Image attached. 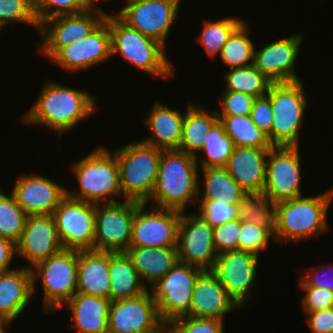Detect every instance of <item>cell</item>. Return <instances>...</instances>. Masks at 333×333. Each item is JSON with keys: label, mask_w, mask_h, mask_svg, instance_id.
I'll list each match as a JSON object with an SVG mask.
<instances>
[{"label": "cell", "mask_w": 333, "mask_h": 333, "mask_svg": "<svg viewBox=\"0 0 333 333\" xmlns=\"http://www.w3.org/2000/svg\"><path fill=\"white\" fill-rule=\"evenodd\" d=\"M164 324L150 290L135 298L111 302L108 333H151Z\"/></svg>", "instance_id": "ac0fdd59"}, {"label": "cell", "mask_w": 333, "mask_h": 333, "mask_svg": "<svg viewBox=\"0 0 333 333\" xmlns=\"http://www.w3.org/2000/svg\"><path fill=\"white\" fill-rule=\"evenodd\" d=\"M333 190L314 197L299 196L275 203L276 229L274 239L299 242L327 230V212Z\"/></svg>", "instance_id": "3957f363"}, {"label": "cell", "mask_w": 333, "mask_h": 333, "mask_svg": "<svg viewBox=\"0 0 333 333\" xmlns=\"http://www.w3.org/2000/svg\"><path fill=\"white\" fill-rule=\"evenodd\" d=\"M151 333H172L168 324H164L159 330Z\"/></svg>", "instance_id": "db71d44e"}, {"label": "cell", "mask_w": 333, "mask_h": 333, "mask_svg": "<svg viewBox=\"0 0 333 333\" xmlns=\"http://www.w3.org/2000/svg\"><path fill=\"white\" fill-rule=\"evenodd\" d=\"M63 250L52 215L28 216L16 254L29 261L28 269Z\"/></svg>", "instance_id": "44dd1931"}, {"label": "cell", "mask_w": 333, "mask_h": 333, "mask_svg": "<svg viewBox=\"0 0 333 333\" xmlns=\"http://www.w3.org/2000/svg\"><path fill=\"white\" fill-rule=\"evenodd\" d=\"M299 146H273L266 161L263 194L273 203L302 196Z\"/></svg>", "instance_id": "4fadbf2b"}, {"label": "cell", "mask_w": 333, "mask_h": 333, "mask_svg": "<svg viewBox=\"0 0 333 333\" xmlns=\"http://www.w3.org/2000/svg\"><path fill=\"white\" fill-rule=\"evenodd\" d=\"M332 266V267H331ZM327 267L333 268V264L327 265ZM319 268V269H318ZM312 267V269H306V275L302 277L299 282V286H313L318 288H325L330 290L333 293V275H330L329 278L326 279L328 273L324 272L321 267ZM317 270V271H316ZM327 270L330 271V268ZM312 271V273H311ZM322 272V274H321ZM324 272V274H323ZM333 271H331L332 273ZM333 274V273H332Z\"/></svg>", "instance_id": "f907efd6"}, {"label": "cell", "mask_w": 333, "mask_h": 333, "mask_svg": "<svg viewBox=\"0 0 333 333\" xmlns=\"http://www.w3.org/2000/svg\"><path fill=\"white\" fill-rule=\"evenodd\" d=\"M109 252L78 251L77 292L109 299Z\"/></svg>", "instance_id": "484cf974"}, {"label": "cell", "mask_w": 333, "mask_h": 333, "mask_svg": "<svg viewBox=\"0 0 333 333\" xmlns=\"http://www.w3.org/2000/svg\"><path fill=\"white\" fill-rule=\"evenodd\" d=\"M305 94L301 80L271 83L266 95L273 113L272 146H299V130L308 103Z\"/></svg>", "instance_id": "52a82bcc"}, {"label": "cell", "mask_w": 333, "mask_h": 333, "mask_svg": "<svg viewBox=\"0 0 333 333\" xmlns=\"http://www.w3.org/2000/svg\"><path fill=\"white\" fill-rule=\"evenodd\" d=\"M303 36L297 34L279 38L261 50L254 49L253 65L272 83L298 81L294 72L296 59L300 51Z\"/></svg>", "instance_id": "ffe728a7"}, {"label": "cell", "mask_w": 333, "mask_h": 333, "mask_svg": "<svg viewBox=\"0 0 333 333\" xmlns=\"http://www.w3.org/2000/svg\"><path fill=\"white\" fill-rule=\"evenodd\" d=\"M163 149L146 144H127L115 152L123 200L146 203L154 191Z\"/></svg>", "instance_id": "5b68a950"}, {"label": "cell", "mask_w": 333, "mask_h": 333, "mask_svg": "<svg viewBox=\"0 0 333 333\" xmlns=\"http://www.w3.org/2000/svg\"><path fill=\"white\" fill-rule=\"evenodd\" d=\"M14 22L27 23L39 30L33 0H0V29Z\"/></svg>", "instance_id": "60d3db41"}, {"label": "cell", "mask_w": 333, "mask_h": 333, "mask_svg": "<svg viewBox=\"0 0 333 333\" xmlns=\"http://www.w3.org/2000/svg\"><path fill=\"white\" fill-rule=\"evenodd\" d=\"M221 108L217 115H250L256 97L237 91H222Z\"/></svg>", "instance_id": "bcb514c9"}, {"label": "cell", "mask_w": 333, "mask_h": 333, "mask_svg": "<svg viewBox=\"0 0 333 333\" xmlns=\"http://www.w3.org/2000/svg\"><path fill=\"white\" fill-rule=\"evenodd\" d=\"M13 320L7 319V318H2L0 317V333H6L5 332V326L9 325L12 323Z\"/></svg>", "instance_id": "f5cc1de1"}, {"label": "cell", "mask_w": 333, "mask_h": 333, "mask_svg": "<svg viewBox=\"0 0 333 333\" xmlns=\"http://www.w3.org/2000/svg\"><path fill=\"white\" fill-rule=\"evenodd\" d=\"M144 120L152 134L142 142L163 150H179L182 136L183 113L168 108L160 101H156Z\"/></svg>", "instance_id": "4316f807"}, {"label": "cell", "mask_w": 333, "mask_h": 333, "mask_svg": "<svg viewBox=\"0 0 333 333\" xmlns=\"http://www.w3.org/2000/svg\"><path fill=\"white\" fill-rule=\"evenodd\" d=\"M241 18H223L221 20H209L204 22L202 32L199 35L200 44L205 53L211 58L220 54L231 34L243 23Z\"/></svg>", "instance_id": "74e56055"}, {"label": "cell", "mask_w": 333, "mask_h": 333, "mask_svg": "<svg viewBox=\"0 0 333 333\" xmlns=\"http://www.w3.org/2000/svg\"><path fill=\"white\" fill-rule=\"evenodd\" d=\"M238 218L267 229L275 237V203L263 193H245L237 205Z\"/></svg>", "instance_id": "836d02e7"}, {"label": "cell", "mask_w": 333, "mask_h": 333, "mask_svg": "<svg viewBox=\"0 0 333 333\" xmlns=\"http://www.w3.org/2000/svg\"><path fill=\"white\" fill-rule=\"evenodd\" d=\"M180 3V0H127L116 14L130 27L166 48V38Z\"/></svg>", "instance_id": "5bb4252c"}, {"label": "cell", "mask_w": 333, "mask_h": 333, "mask_svg": "<svg viewBox=\"0 0 333 333\" xmlns=\"http://www.w3.org/2000/svg\"><path fill=\"white\" fill-rule=\"evenodd\" d=\"M250 118L259 129L267 134L271 143L273 113L270 98L267 95L255 99Z\"/></svg>", "instance_id": "c3c4849f"}, {"label": "cell", "mask_w": 333, "mask_h": 333, "mask_svg": "<svg viewBox=\"0 0 333 333\" xmlns=\"http://www.w3.org/2000/svg\"><path fill=\"white\" fill-rule=\"evenodd\" d=\"M271 238L273 235L267 229L251 222L241 221L238 250L259 255L260 251L267 249Z\"/></svg>", "instance_id": "b9f144b4"}, {"label": "cell", "mask_w": 333, "mask_h": 333, "mask_svg": "<svg viewBox=\"0 0 333 333\" xmlns=\"http://www.w3.org/2000/svg\"><path fill=\"white\" fill-rule=\"evenodd\" d=\"M125 252L141 279L151 284L149 288L179 261L177 247H129Z\"/></svg>", "instance_id": "f1b7e54d"}, {"label": "cell", "mask_w": 333, "mask_h": 333, "mask_svg": "<svg viewBox=\"0 0 333 333\" xmlns=\"http://www.w3.org/2000/svg\"><path fill=\"white\" fill-rule=\"evenodd\" d=\"M202 271L178 261L163 278L150 287L157 312L165 324L189 312L194 284Z\"/></svg>", "instance_id": "9c48e42d"}, {"label": "cell", "mask_w": 333, "mask_h": 333, "mask_svg": "<svg viewBox=\"0 0 333 333\" xmlns=\"http://www.w3.org/2000/svg\"><path fill=\"white\" fill-rule=\"evenodd\" d=\"M110 305V299L77 292L65 304L75 322L70 327L78 333H108Z\"/></svg>", "instance_id": "83f0119b"}, {"label": "cell", "mask_w": 333, "mask_h": 333, "mask_svg": "<svg viewBox=\"0 0 333 333\" xmlns=\"http://www.w3.org/2000/svg\"><path fill=\"white\" fill-rule=\"evenodd\" d=\"M16 253V244L0 236V272L12 270L9 268Z\"/></svg>", "instance_id": "816d5d0a"}, {"label": "cell", "mask_w": 333, "mask_h": 333, "mask_svg": "<svg viewBox=\"0 0 333 333\" xmlns=\"http://www.w3.org/2000/svg\"><path fill=\"white\" fill-rule=\"evenodd\" d=\"M108 274L111 302L135 298L148 291V285L142 281L126 252H109Z\"/></svg>", "instance_id": "f546056e"}, {"label": "cell", "mask_w": 333, "mask_h": 333, "mask_svg": "<svg viewBox=\"0 0 333 333\" xmlns=\"http://www.w3.org/2000/svg\"><path fill=\"white\" fill-rule=\"evenodd\" d=\"M27 218L14 195L7 196L0 191V236L17 244Z\"/></svg>", "instance_id": "f35d334b"}, {"label": "cell", "mask_w": 333, "mask_h": 333, "mask_svg": "<svg viewBox=\"0 0 333 333\" xmlns=\"http://www.w3.org/2000/svg\"><path fill=\"white\" fill-rule=\"evenodd\" d=\"M178 260L202 270H212L217 251L213 227L200 215L181 212L177 237Z\"/></svg>", "instance_id": "9a60e30c"}, {"label": "cell", "mask_w": 333, "mask_h": 333, "mask_svg": "<svg viewBox=\"0 0 333 333\" xmlns=\"http://www.w3.org/2000/svg\"><path fill=\"white\" fill-rule=\"evenodd\" d=\"M111 56V36L107 15L106 21L96 31L83 39L71 42L51 60L64 68L65 71L74 73L87 70L110 59Z\"/></svg>", "instance_id": "d6986e66"}, {"label": "cell", "mask_w": 333, "mask_h": 333, "mask_svg": "<svg viewBox=\"0 0 333 333\" xmlns=\"http://www.w3.org/2000/svg\"><path fill=\"white\" fill-rule=\"evenodd\" d=\"M146 203L135 209L130 247H177L181 211L155 208Z\"/></svg>", "instance_id": "2e32d148"}, {"label": "cell", "mask_w": 333, "mask_h": 333, "mask_svg": "<svg viewBox=\"0 0 333 333\" xmlns=\"http://www.w3.org/2000/svg\"><path fill=\"white\" fill-rule=\"evenodd\" d=\"M96 204L65 196L53 212L63 249L93 250Z\"/></svg>", "instance_id": "8fae6325"}, {"label": "cell", "mask_w": 333, "mask_h": 333, "mask_svg": "<svg viewBox=\"0 0 333 333\" xmlns=\"http://www.w3.org/2000/svg\"><path fill=\"white\" fill-rule=\"evenodd\" d=\"M172 333H224V321L183 316L170 322Z\"/></svg>", "instance_id": "7bdbcfd3"}, {"label": "cell", "mask_w": 333, "mask_h": 333, "mask_svg": "<svg viewBox=\"0 0 333 333\" xmlns=\"http://www.w3.org/2000/svg\"><path fill=\"white\" fill-rule=\"evenodd\" d=\"M307 315L306 321L311 333H333V307Z\"/></svg>", "instance_id": "681fc988"}, {"label": "cell", "mask_w": 333, "mask_h": 333, "mask_svg": "<svg viewBox=\"0 0 333 333\" xmlns=\"http://www.w3.org/2000/svg\"><path fill=\"white\" fill-rule=\"evenodd\" d=\"M240 229L239 218L213 227V240L217 254L238 250Z\"/></svg>", "instance_id": "f6af8a7d"}, {"label": "cell", "mask_w": 333, "mask_h": 333, "mask_svg": "<svg viewBox=\"0 0 333 333\" xmlns=\"http://www.w3.org/2000/svg\"><path fill=\"white\" fill-rule=\"evenodd\" d=\"M197 161L194 155L186 152L162 151L157 181L151 195L157 202V208L184 212L187 203L197 201L201 195Z\"/></svg>", "instance_id": "7a4b0ae2"}, {"label": "cell", "mask_w": 333, "mask_h": 333, "mask_svg": "<svg viewBox=\"0 0 333 333\" xmlns=\"http://www.w3.org/2000/svg\"><path fill=\"white\" fill-rule=\"evenodd\" d=\"M96 109L94 97L86 90L48 81L37 101L22 118L25 123L44 125L61 135L96 112Z\"/></svg>", "instance_id": "6da1fadb"}, {"label": "cell", "mask_w": 333, "mask_h": 333, "mask_svg": "<svg viewBox=\"0 0 333 333\" xmlns=\"http://www.w3.org/2000/svg\"><path fill=\"white\" fill-rule=\"evenodd\" d=\"M249 28L244 21L229 37L220 52V58L231 68L253 64L254 43L248 37Z\"/></svg>", "instance_id": "8d00e7d4"}, {"label": "cell", "mask_w": 333, "mask_h": 333, "mask_svg": "<svg viewBox=\"0 0 333 333\" xmlns=\"http://www.w3.org/2000/svg\"><path fill=\"white\" fill-rule=\"evenodd\" d=\"M224 78L227 84L225 90L246 93L256 98L265 96L272 83L253 64L231 68Z\"/></svg>", "instance_id": "d590c367"}, {"label": "cell", "mask_w": 333, "mask_h": 333, "mask_svg": "<svg viewBox=\"0 0 333 333\" xmlns=\"http://www.w3.org/2000/svg\"><path fill=\"white\" fill-rule=\"evenodd\" d=\"M187 107V111L184 114L179 151L194 155L198 159L197 152L199 153L203 147L206 135L219 118L216 110L208 112L190 102Z\"/></svg>", "instance_id": "4dcf8cb0"}, {"label": "cell", "mask_w": 333, "mask_h": 333, "mask_svg": "<svg viewBox=\"0 0 333 333\" xmlns=\"http://www.w3.org/2000/svg\"><path fill=\"white\" fill-rule=\"evenodd\" d=\"M258 257L255 253L243 250L223 252L217 255L211 270L239 308L244 306L252 292Z\"/></svg>", "instance_id": "e0dca14e"}, {"label": "cell", "mask_w": 333, "mask_h": 333, "mask_svg": "<svg viewBox=\"0 0 333 333\" xmlns=\"http://www.w3.org/2000/svg\"><path fill=\"white\" fill-rule=\"evenodd\" d=\"M205 143L199 152L207 157L201 159L202 168L225 167L234 150L233 140L225 133L223 123L218 120L206 135Z\"/></svg>", "instance_id": "e575fe53"}, {"label": "cell", "mask_w": 333, "mask_h": 333, "mask_svg": "<svg viewBox=\"0 0 333 333\" xmlns=\"http://www.w3.org/2000/svg\"><path fill=\"white\" fill-rule=\"evenodd\" d=\"M300 287L306 292L302 300L304 312L322 311L333 307V293L330 290L313 286Z\"/></svg>", "instance_id": "7dc6e473"}, {"label": "cell", "mask_w": 333, "mask_h": 333, "mask_svg": "<svg viewBox=\"0 0 333 333\" xmlns=\"http://www.w3.org/2000/svg\"><path fill=\"white\" fill-rule=\"evenodd\" d=\"M34 12L38 23L69 14H78L90 9L84 0H33Z\"/></svg>", "instance_id": "ab89813d"}, {"label": "cell", "mask_w": 333, "mask_h": 333, "mask_svg": "<svg viewBox=\"0 0 333 333\" xmlns=\"http://www.w3.org/2000/svg\"><path fill=\"white\" fill-rule=\"evenodd\" d=\"M31 269L14 268L0 272V317L15 320L33 297Z\"/></svg>", "instance_id": "d4e9b609"}, {"label": "cell", "mask_w": 333, "mask_h": 333, "mask_svg": "<svg viewBox=\"0 0 333 333\" xmlns=\"http://www.w3.org/2000/svg\"><path fill=\"white\" fill-rule=\"evenodd\" d=\"M139 204L133 200L96 204L93 250L125 252L130 247L135 209Z\"/></svg>", "instance_id": "30bf717a"}, {"label": "cell", "mask_w": 333, "mask_h": 333, "mask_svg": "<svg viewBox=\"0 0 333 333\" xmlns=\"http://www.w3.org/2000/svg\"><path fill=\"white\" fill-rule=\"evenodd\" d=\"M108 25L112 56L118 53L131 66L158 78L173 77L172 64L161 43L130 27L116 13L108 14Z\"/></svg>", "instance_id": "277c9868"}, {"label": "cell", "mask_w": 333, "mask_h": 333, "mask_svg": "<svg viewBox=\"0 0 333 333\" xmlns=\"http://www.w3.org/2000/svg\"><path fill=\"white\" fill-rule=\"evenodd\" d=\"M71 169L80 185L78 191L66 190V195L71 198L98 204L105 203V200L106 203L117 202L112 197L122 194L116 155L104 147L96 148Z\"/></svg>", "instance_id": "8992f818"}, {"label": "cell", "mask_w": 333, "mask_h": 333, "mask_svg": "<svg viewBox=\"0 0 333 333\" xmlns=\"http://www.w3.org/2000/svg\"><path fill=\"white\" fill-rule=\"evenodd\" d=\"M223 123L225 133L233 140L235 146L272 148L268 136L259 129L250 115H217Z\"/></svg>", "instance_id": "d6a6232c"}, {"label": "cell", "mask_w": 333, "mask_h": 333, "mask_svg": "<svg viewBox=\"0 0 333 333\" xmlns=\"http://www.w3.org/2000/svg\"><path fill=\"white\" fill-rule=\"evenodd\" d=\"M107 15L102 9L90 8L82 13L60 15L42 21L38 30L44 41L42 53L52 59L71 42L96 31L106 21Z\"/></svg>", "instance_id": "7c38bea8"}, {"label": "cell", "mask_w": 333, "mask_h": 333, "mask_svg": "<svg viewBox=\"0 0 333 333\" xmlns=\"http://www.w3.org/2000/svg\"><path fill=\"white\" fill-rule=\"evenodd\" d=\"M239 308L211 270H203L195 281L189 312L185 316L224 320Z\"/></svg>", "instance_id": "603a6c76"}, {"label": "cell", "mask_w": 333, "mask_h": 333, "mask_svg": "<svg viewBox=\"0 0 333 333\" xmlns=\"http://www.w3.org/2000/svg\"><path fill=\"white\" fill-rule=\"evenodd\" d=\"M97 1H99V0H97ZM97 1L96 0H84V2L90 7V8H94V9H96V8H99V9H101L100 8V6L99 7H96L97 6ZM103 1V0H102ZM105 1V0H104Z\"/></svg>", "instance_id": "11a10c76"}, {"label": "cell", "mask_w": 333, "mask_h": 333, "mask_svg": "<svg viewBox=\"0 0 333 333\" xmlns=\"http://www.w3.org/2000/svg\"><path fill=\"white\" fill-rule=\"evenodd\" d=\"M12 194L28 216L52 215L66 189L48 177L24 174L16 180Z\"/></svg>", "instance_id": "7402d4cb"}, {"label": "cell", "mask_w": 333, "mask_h": 333, "mask_svg": "<svg viewBox=\"0 0 333 333\" xmlns=\"http://www.w3.org/2000/svg\"><path fill=\"white\" fill-rule=\"evenodd\" d=\"M77 267L78 251L63 249L31 269L33 293L38 278L42 282L45 313L58 310L77 293Z\"/></svg>", "instance_id": "ba28073f"}, {"label": "cell", "mask_w": 333, "mask_h": 333, "mask_svg": "<svg viewBox=\"0 0 333 333\" xmlns=\"http://www.w3.org/2000/svg\"><path fill=\"white\" fill-rule=\"evenodd\" d=\"M271 148L235 146L224 167L245 193H262Z\"/></svg>", "instance_id": "cb8c5ba5"}, {"label": "cell", "mask_w": 333, "mask_h": 333, "mask_svg": "<svg viewBox=\"0 0 333 333\" xmlns=\"http://www.w3.org/2000/svg\"><path fill=\"white\" fill-rule=\"evenodd\" d=\"M204 174V195L197 201H222L238 204L245 194L224 167L202 168Z\"/></svg>", "instance_id": "1f68e13d"}, {"label": "cell", "mask_w": 333, "mask_h": 333, "mask_svg": "<svg viewBox=\"0 0 333 333\" xmlns=\"http://www.w3.org/2000/svg\"><path fill=\"white\" fill-rule=\"evenodd\" d=\"M200 214L212 227L238 219L237 205L222 201H199Z\"/></svg>", "instance_id": "ee69618b"}]
</instances>
